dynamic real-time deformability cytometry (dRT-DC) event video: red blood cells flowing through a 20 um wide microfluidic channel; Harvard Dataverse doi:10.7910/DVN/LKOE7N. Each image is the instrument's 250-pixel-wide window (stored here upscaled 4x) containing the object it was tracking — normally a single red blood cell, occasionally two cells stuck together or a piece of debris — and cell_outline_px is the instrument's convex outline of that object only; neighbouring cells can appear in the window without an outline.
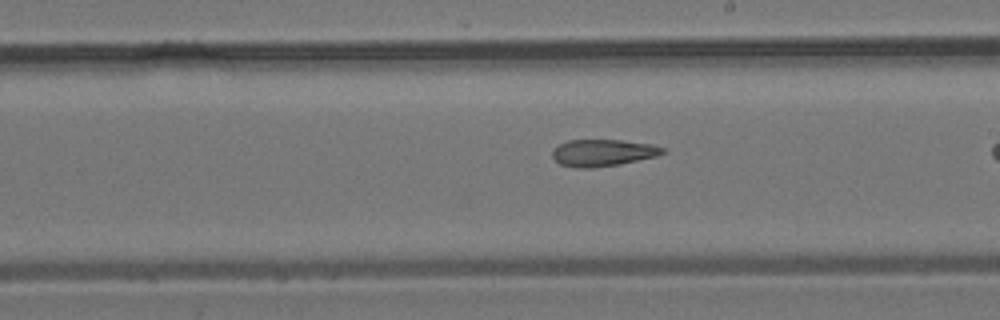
{"species": "common noctule bat (a hibernating species)", "species_latin": "Nyctalus noctula", "temperature_condition": "room temperature", "stored_images_in_passage": 16, "camera_frame_rate_fps": 3000, "um_per_image_px": 0.085, "animal": {"sex": "male", "body_mass_g": 19.2, "forearm_length_mm": 51.8}, "frame": {"image": 1, "passage_image": 14, "time_ms": 4.333, "image_size_px": [1000, 320], "cell_outline_px": [[668, 152], [656, 156], [620, 164], [592, 168], [576, 168], [560, 164], [552, 156], [552, 152], [560, 144], [568, 140], [620, 140], [652, 144], [664, 148]], "centroid_in_image_um": [51.27, 12.99], "position_along_channel_um": 237.7, "area_um2": 17.22}}